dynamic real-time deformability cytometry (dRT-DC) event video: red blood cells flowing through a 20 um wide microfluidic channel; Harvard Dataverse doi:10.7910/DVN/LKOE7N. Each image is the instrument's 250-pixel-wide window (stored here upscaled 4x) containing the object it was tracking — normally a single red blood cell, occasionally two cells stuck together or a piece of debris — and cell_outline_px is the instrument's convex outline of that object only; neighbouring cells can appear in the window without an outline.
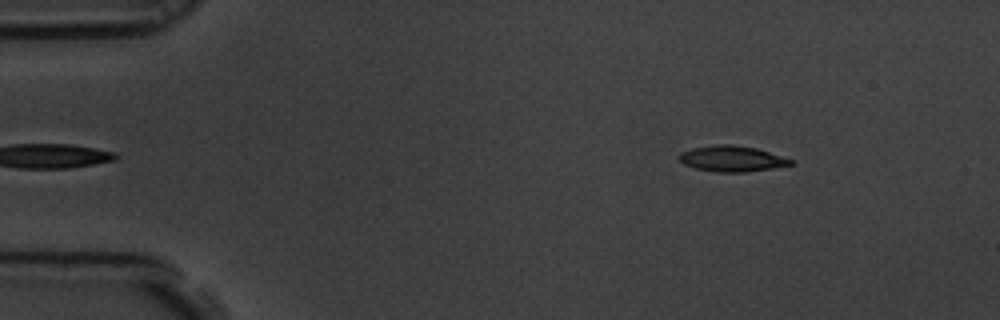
{"species": "common noctule bat (a hibernating species)", "species_latin": "Nyctalus noctula", "temperature_condition": "room temperature", "stored_images_in_passage": 53, "camera_frame_rate_fps": 3000, "um_per_image_px": 0.085, "animal": {"sex": "male", "body_mass_g": 19.5, "forearm_length_mm": 54.6}, "frame": {"image": 1, "passage_image": 2, "time_ms": 0.333, "image_size_px": [1000, 320], "cell_outline_px": [[796, 164], [772, 168], [744, 172], [716, 172], [696, 168], [684, 164], [676, 156], [680, 152], [692, 148], [716, 144], [732, 144], [756, 148], [796, 160]], "centroid_in_image_um": [62.24, 13.48], "position_along_channel_um": 22.8, "area_um2": 16.94}}
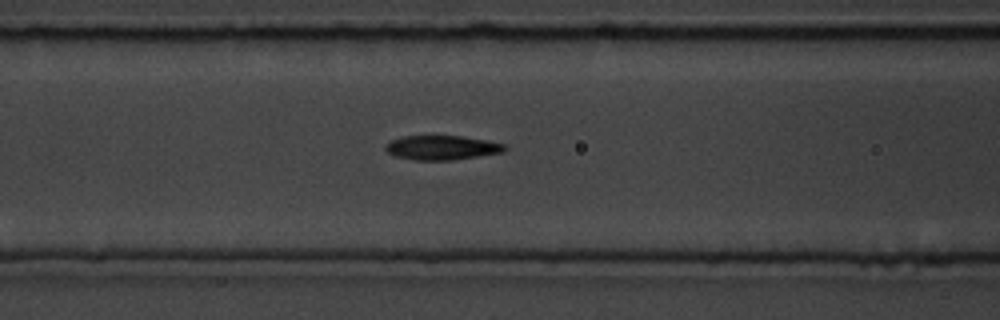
{"frame": {"image": 2, "passage_image": 18, "time_ms": 5.667, "image_size_px": [1000, 320], "cell_outline_px": [[508, 148], [504, 152], [452, 160], [416, 160], [396, 156], [388, 152], [384, 148], [392, 140], [404, 136], [460, 136], [484, 140], [504, 144]], "centroid_in_image_um": [37.58, 12.55], "position_along_channel_um": 129.0, "area_um2": 16.65}}
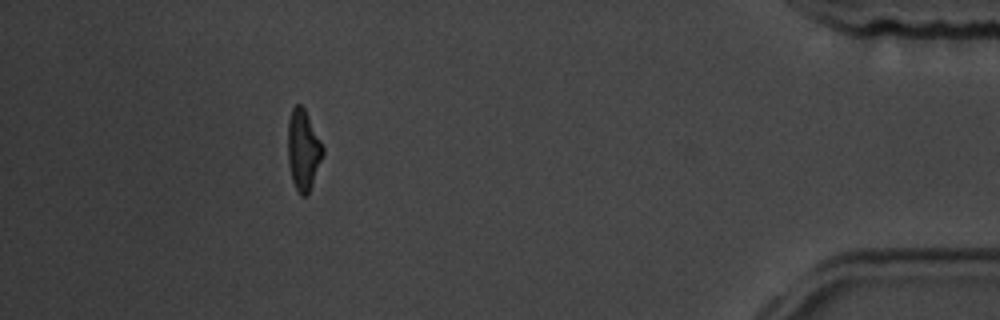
{"frame": {"image": 3, "passage_image": 47, "time_ms": 15.333, "image_size_px": [1000, 320], "cell_outline_px": [[324, 152], [308, 196], [300, 196], [292, 180], [288, 164], [288, 120], [292, 108], [296, 104], [300, 104], [304, 108], [324, 148]], "centroid_in_image_um": [25.76, 12.77], "position_along_channel_um": 409.4, "area_um2": 16.36}, "authors_computed_cell_mechanics": {"area_um2": 16.8776, "velocity_mm_per_s": 3.4843, "shape_relaxation_time_tau1_ms": 3.8856, "shape_relaxation_time_tau2_ms": 2.3259, "deformation_change_tau1": 0.1456, "deformation_change_tau2": 0.0908}}